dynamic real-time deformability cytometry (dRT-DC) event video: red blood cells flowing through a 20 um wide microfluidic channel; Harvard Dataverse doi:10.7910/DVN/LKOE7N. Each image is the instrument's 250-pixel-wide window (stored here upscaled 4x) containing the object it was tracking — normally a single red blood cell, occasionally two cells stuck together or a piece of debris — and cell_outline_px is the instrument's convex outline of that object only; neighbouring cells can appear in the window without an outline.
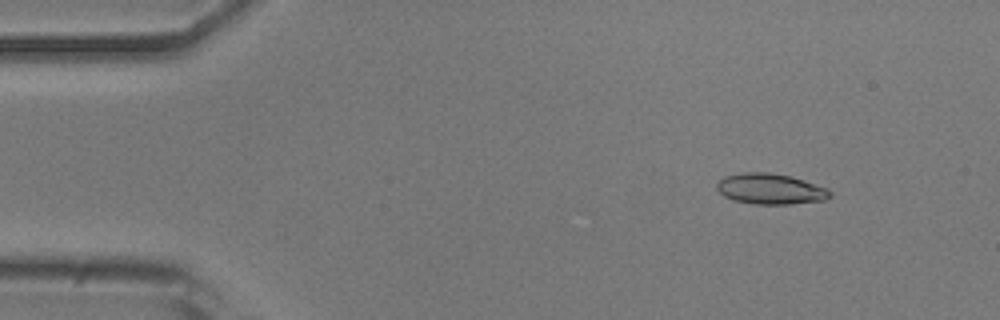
{"species": "common noctule bat (a hibernating species)", "species_latin": "Nyctalus noctula", "temperature_condition": "room temperature", "stored_images_in_passage": 44, "camera_frame_rate_fps": 3000, "um_per_image_px": 0.085, "animal": {"sex": "male", "body_mass_g": 20.5, "forearm_length_mm": 52.5}, "frame": {"image": 1, "passage_image": 1, "time_ms": 0.0, "image_size_px": [1000, 320], "cell_outline_px": [[832, 196], [824, 200], [792, 204], [752, 204], [732, 200], [724, 196], [716, 188], [716, 184], [724, 176], [744, 172], [768, 172], [792, 176], [828, 188], [832, 192]], "centroid_in_image_um": [65.5, 16.06], "position_along_channel_um": 19.5, "area_um2": 20.46}}
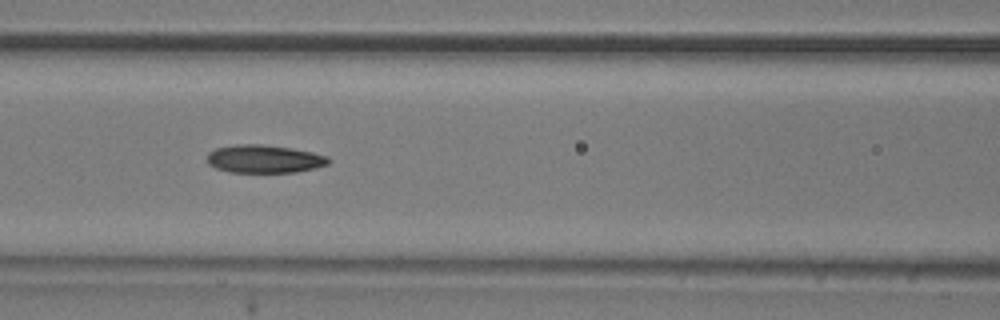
{"frame": {"image": 2, "passage_image": 17, "time_ms": 5.333, "image_size_px": [1000, 320], "cell_outline_px": [[332, 160], [328, 164], [316, 168], [296, 172], [228, 172], [216, 168], [208, 164], [208, 152], [216, 148], [236, 144], [264, 144], [292, 148], [312, 152], [328, 156]], "centroid_in_image_um": [22.48, 13.5], "position_along_channel_um": 144.1, "area_um2": 20.0}}
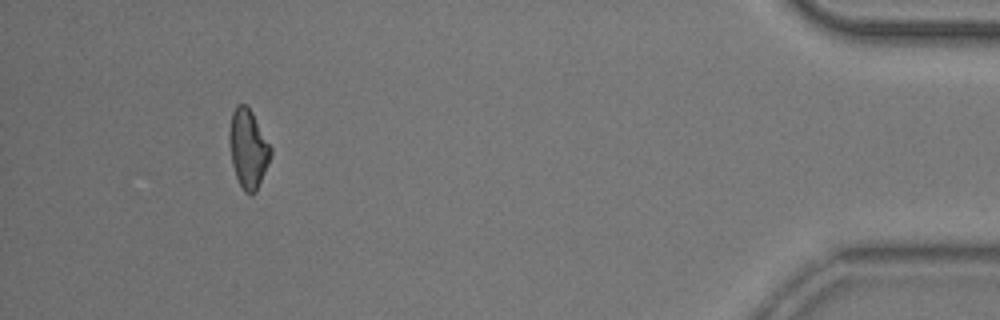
{"frame": {"image": 3, "passage_image": 43, "time_ms": 14.0, "image_size_px": [1000, 320], "cell_outline_px": [[272, 152], [268, 164], [256, 192], [252, 196], [244, 192], [236, 176], [232, 164], [228, 140], [228, 132], [232, 112], [236, 104], [244, 104], [252, 112], [272, 148]], "centroid_in_image_um": [21.08, 12.64], "position_along_channel_um": 414.1, "area_um2": 19.07}}